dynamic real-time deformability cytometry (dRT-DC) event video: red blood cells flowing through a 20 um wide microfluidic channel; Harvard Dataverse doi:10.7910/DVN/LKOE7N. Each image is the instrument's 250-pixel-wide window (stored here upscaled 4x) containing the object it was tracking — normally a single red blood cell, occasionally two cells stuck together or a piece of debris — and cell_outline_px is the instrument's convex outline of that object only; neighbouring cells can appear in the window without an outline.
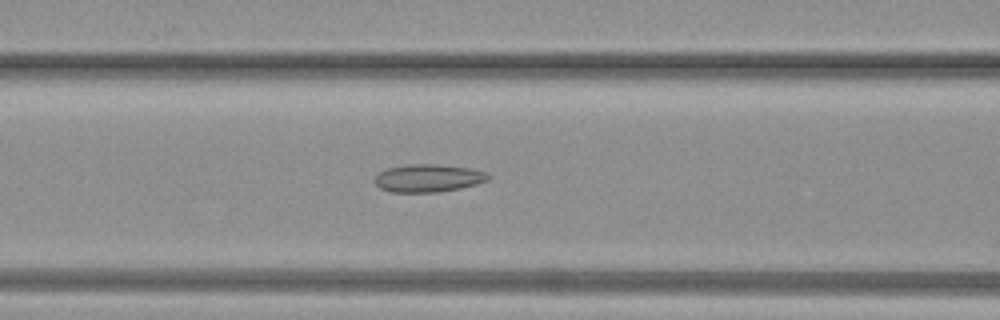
{"species": "common noctule bat (a hibernating species)", "species_latin": "Nyctalus noctula", "temperature_condition": "warm", "stored_images_in_passage": 26, "camera_frame_rate_fps": 3000, "um_per_image_px": 0.085, "animal": {"sex": "female", "body_mass_g": 19.3, "forearm_length_mm": 54.1}, "frame": {"image": 1, "passage_image": 4, "time_ms": 1.0, "image_size_px": [1000, 320], "cell_outline_px": [[492, 176], [488, 180], [476, 184], [460, 188], [440, 192], [388, 192], [380, 188], [372, 180], [380, 172], [388, 168], [408, 164], [436, 164], [468, 168], [488, 172]], "centroid_in_image_um": [36.4, 15.14], "position_along_channel_um": 130.2, "area_um2": 18.5}}
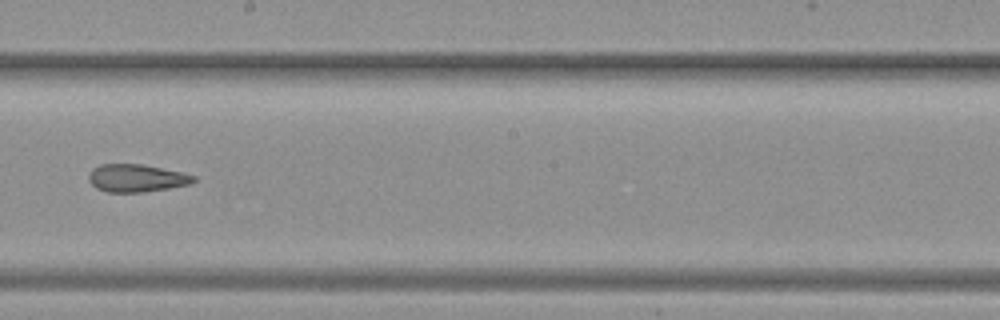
{"frame": {"image": 2, "passage_image": 10, "time_ms": 3.0, "image_size_px": [1000, 320], "cell_outline_px": [[196, 180], [192, 184], [144, 192], [108, 192], [96, 188], [88, 180], [88, 172], [92, 168], [100, 164], [140, 164], [180, 172], [196, 176]], "centroid_in_image_um": [11.57, 15.14], "position_along_channel_um": 236.6, "area_um2": 16.94}}
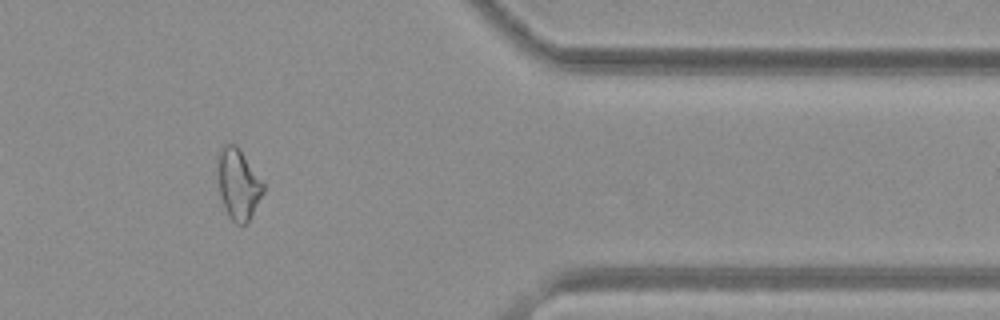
{"frame": {"image": 3, "passage_image": 20, "time_ms": 6.333, "image_size_px": [1000, 320], "cell_outline_px": [[264, 192], [248, 220], [244, 224], [236, 224], [228, 216], [224, 208], [220, 196], [216, 168], [216, 156], [220, 148], [224, 144], [236, 144], [240, 148], [264, 184]], "centroid_in_image_um": [20.2, 15.6], "position_along_channel_um": 391.2, "area_um2": 19.02}}